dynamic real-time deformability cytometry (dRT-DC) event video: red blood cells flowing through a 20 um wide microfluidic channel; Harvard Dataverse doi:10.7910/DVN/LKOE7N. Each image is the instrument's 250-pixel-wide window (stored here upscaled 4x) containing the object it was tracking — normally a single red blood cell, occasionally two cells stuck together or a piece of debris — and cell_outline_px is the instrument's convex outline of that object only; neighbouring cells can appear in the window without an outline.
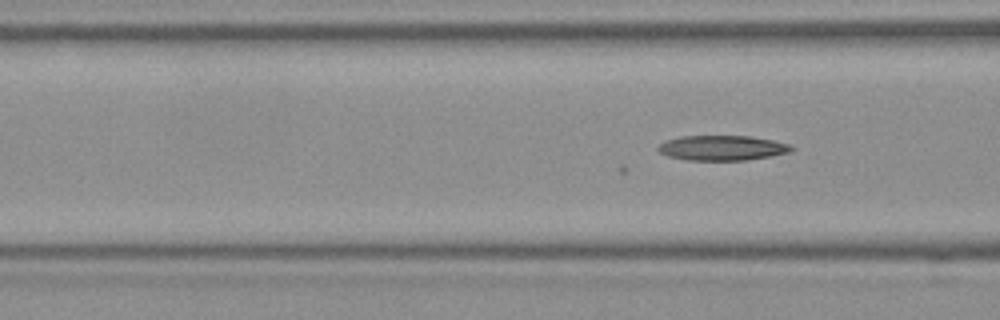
{"species": "Egyptian fruit bat (a non-hibernating species)", "species_latin": "Rousettus aegyptiacus", "temperature_condition": "room temperature", "stored_images_in_passage": 39, "camera_frame_rate_fps": 3000, "um_per_image_px": 0.085, "frame": {"image": 1, "passage_image": 7, "time_ms": 2.0, "image_size_px": [1000, 320], "cell_outline_px": [[796, 148], [792, 152], [772, 156], [748, 160], [684, 160], [668, 156], [660, 152], [656, 148], [664, 140], [680, 136], [752, 136], [772, 140], [788, 144]], "centroid_in_image_um": [61.4, 12.57], "position_along_channel_um": 105.2, "area_um2": 19.65}}
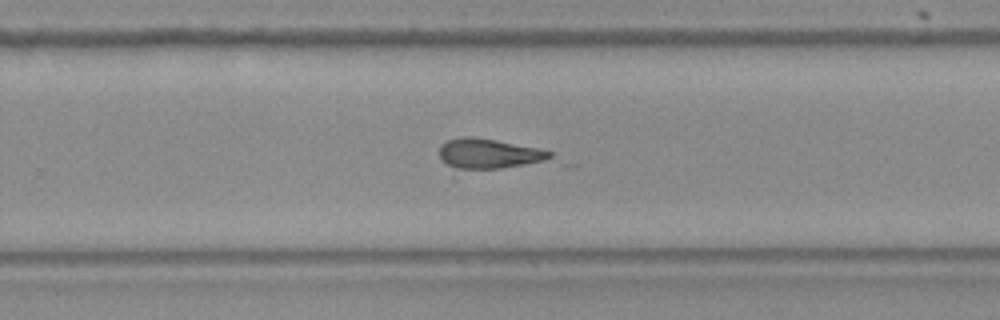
{"frame": {"image": 2, "passage_image": 21, "time_ms": 6.667, "image_size_px": [1000, 320], "cell_outline_px": [[580, 164], [452, 176], [440, 156], [440, 144], [448, 140], [460, 136], [472, 136], [496, 140], [536, 148], [552, 152]], "centroid_in_image_um": [42.03, 13.3], "position_along_channel_um": 287.8, "area_um2": 24.8}}
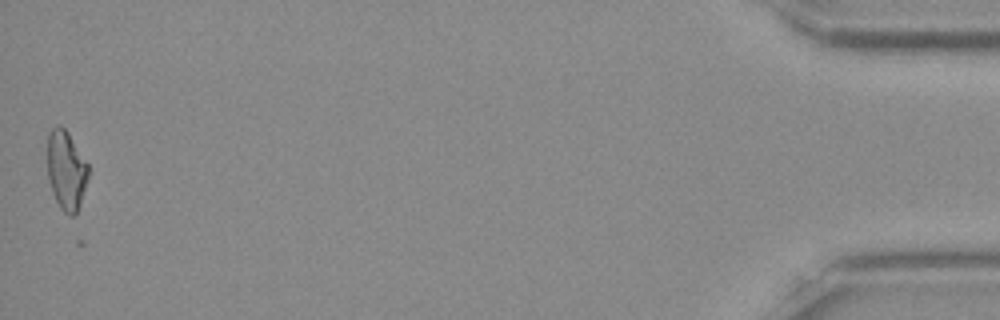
{"frame": {"image": 3, "passage_image": 39, "time_ms": 12.667, "image_size_px": [1000, 320], "cell_outline_px": [[88, 176], [80, 204], [76, 212], [72, 216], [68, 216], [60, 208], [52, 192], [48, 180], [48, 132], [56, 124], [60, 124], [68, 132], [88, 164]], "centroid_in_image_um": [5.61, 14.45], "position_along_channel_um": 429.6, "area_um2": 18.84}}